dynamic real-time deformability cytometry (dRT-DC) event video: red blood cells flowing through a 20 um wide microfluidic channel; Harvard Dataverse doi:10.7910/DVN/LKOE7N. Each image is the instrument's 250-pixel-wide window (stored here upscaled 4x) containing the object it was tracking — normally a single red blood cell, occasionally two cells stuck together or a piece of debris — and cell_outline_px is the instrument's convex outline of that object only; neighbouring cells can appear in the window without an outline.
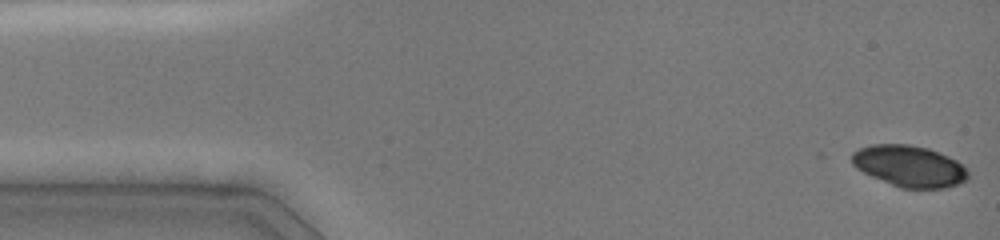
{"species": "common noctule bat (a hibernating species)", "species_latin": "Nyctalus noctula", "temperature_condition": "cold", "stored_images_in_passage": 27, "camera_frame_rate_fps": 3000, "um_per_image_px": 0.085, "animal": {"sex": "female", "body_mass_g": 19.0, "forearm_length_mm": 51.5}, "frame": {"image": 1, "passage_image": 1, "time_ms": 0.0, "image_size_px": [1000, 240], "cell_outline_px": [[968, 180], [960, 184], [948, 188], [900, 188], [872, 176], [856, 168], [852, 164], [852, 152], [860, 148], [872, 144], [908, 144], [928, 148], [948, 156], [956, 160], [968, 172]], "centroid_in_image_um": [77.3, 14.12], "position_along_channel_um": 7.7, "area_um2": 27.98}}